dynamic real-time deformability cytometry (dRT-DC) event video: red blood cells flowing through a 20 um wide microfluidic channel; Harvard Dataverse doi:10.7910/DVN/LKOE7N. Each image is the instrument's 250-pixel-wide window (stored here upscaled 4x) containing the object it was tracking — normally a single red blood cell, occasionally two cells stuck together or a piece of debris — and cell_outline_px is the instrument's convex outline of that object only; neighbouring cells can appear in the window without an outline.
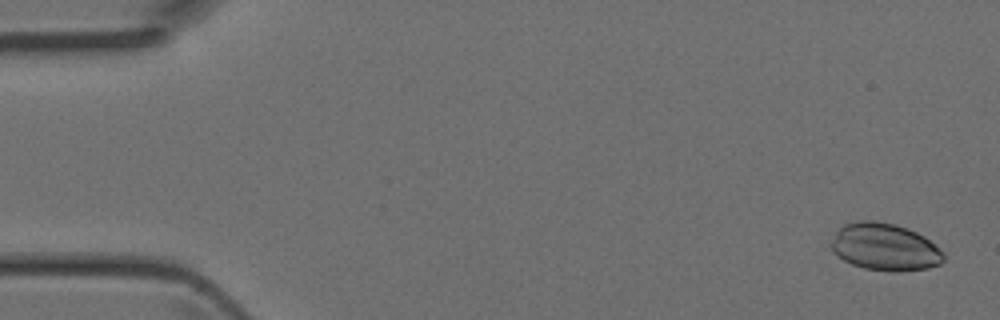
{"species": "Egyptian fruit bat (a non-hibernating species)", "species_latin": "Rousettus aegyptiacus", "temperature_condition": "room temperature", "stored_images_in_passage": 4, "camera_frame_rate_fps": 3000, "um_per_image_px": 0.085, "animal": {"sex": "female"}, "frame": {"image": 1, "passage_image": 1, "time_ms": 0.0, "image_size_px": [1000, 320], "cell_outline_px": [[944, 260], [940, 264], [928, 268], [900, 272], [896, 272], [864, 268], [852, 264], [844, 260], [832, 248], [832, 240], [836, 232], [844, 224], [860, 220], [872, 220], [896, 224], [908, 228], [924, 236], [944, 252]], "centroid_in_image_um": [75.25, 20.99], "position_along_channel_um": 9.7, "area_um2": 30.87}}